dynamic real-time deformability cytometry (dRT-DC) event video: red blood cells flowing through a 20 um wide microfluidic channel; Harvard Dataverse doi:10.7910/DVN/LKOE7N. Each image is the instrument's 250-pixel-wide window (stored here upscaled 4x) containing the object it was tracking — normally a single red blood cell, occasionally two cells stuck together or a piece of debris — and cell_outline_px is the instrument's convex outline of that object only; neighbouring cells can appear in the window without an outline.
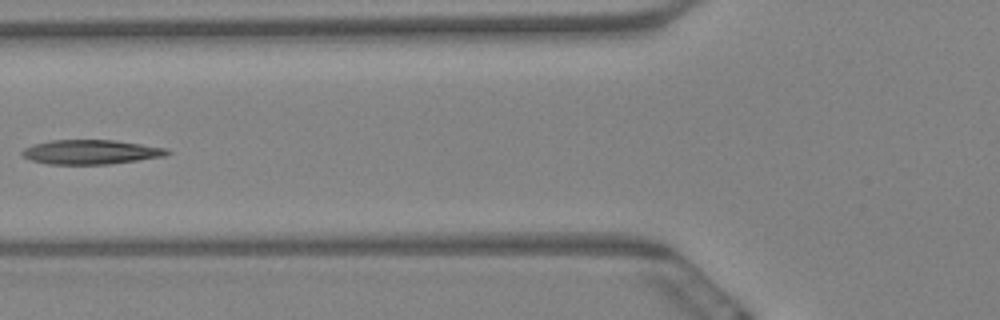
{"species": "Egyptian fruit bat (a non-hibernating species)", "species_latin": "Rousettus aegyptiacus", "temperature_condition": "warm", "stored_images_in_passage": 11, "camera_frame_rate_fps": 3000, "um_per_image_px": 0.085, "animal": {"sex": "female"}, "frame": {"image": 1, "passage_image": 7, "time_ms": 2.0, "image_size_px": [1000, 320], "cell_outline_px": [[172, 152], [164, 156], [108, 164], [48, 164], [32, 160], [24, 156], [20, 152], [24, 148], [36, 144], [52, 140], [116, 140], [168, 148]], "centroid_in_image_um": [7.75, 12.91], "position_along_channel_um": 118.0, "area_um2": 20.46}}
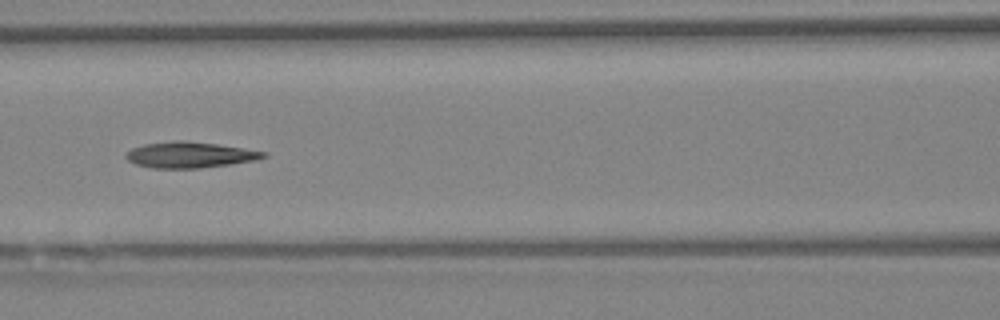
{"frame": {"image": 2, "passage_image": 8, "time_ms": 2.333, "image_size_px": [1000, 320], "cell_outline_px": [[268, 156], [256, 160], [200, 168], [152, 168], [136, 164], [128, 160], [124, 156], [132, 148], [144, 144], [176, 140], [216, 144], [264, 152]], "centroid_in_image_um": [16.09, 13.17], "position_along_channel_um": 150.5, "area_um2": 20.35}}